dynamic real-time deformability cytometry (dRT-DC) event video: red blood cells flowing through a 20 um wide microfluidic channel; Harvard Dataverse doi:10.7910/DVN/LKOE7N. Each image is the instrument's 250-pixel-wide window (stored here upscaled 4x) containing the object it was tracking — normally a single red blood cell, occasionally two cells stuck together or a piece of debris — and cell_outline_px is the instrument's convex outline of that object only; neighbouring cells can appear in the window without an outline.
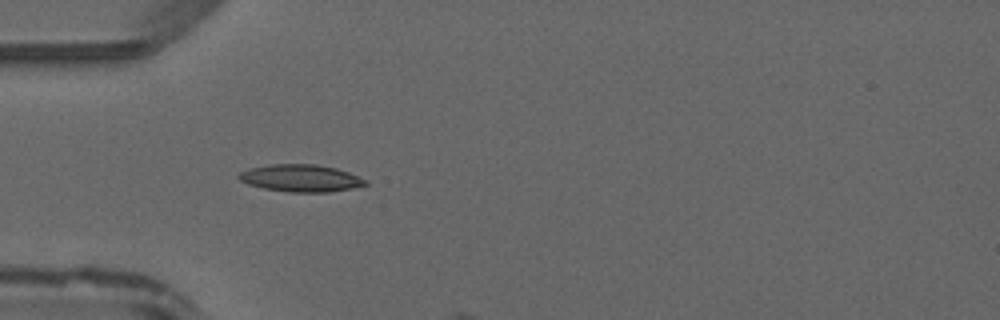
{"species": "common noctule bat (a hibernating species)", "species_latin": "Nyctalus noctula", "temperature_condition": "warm", "stored_images_in_passage": 14, "camera_frame_rate_fps": 3000, "um_per_image_px": 0.085, "animal": {"sex": "male", "forearm_length_mm": 52.5}, "frame": {"image": 1, "passage_image": 12, "time_ms": 3.667, "image_size_px": [1000, 320], "cell_outline_px": [[368, 184], [352, 188], [328, 192], [288, 192], [264, 188], [248, 184], [240, 180], [236, 176], [240, 172], [248, 168], [272, 164], [316, 164], [336, 168], [348, 172], [368, 180]], "centroid_in_image_um": [25.56, 15.14], "position_along_channel_um": 59.4, "area_um2": 20.11}}